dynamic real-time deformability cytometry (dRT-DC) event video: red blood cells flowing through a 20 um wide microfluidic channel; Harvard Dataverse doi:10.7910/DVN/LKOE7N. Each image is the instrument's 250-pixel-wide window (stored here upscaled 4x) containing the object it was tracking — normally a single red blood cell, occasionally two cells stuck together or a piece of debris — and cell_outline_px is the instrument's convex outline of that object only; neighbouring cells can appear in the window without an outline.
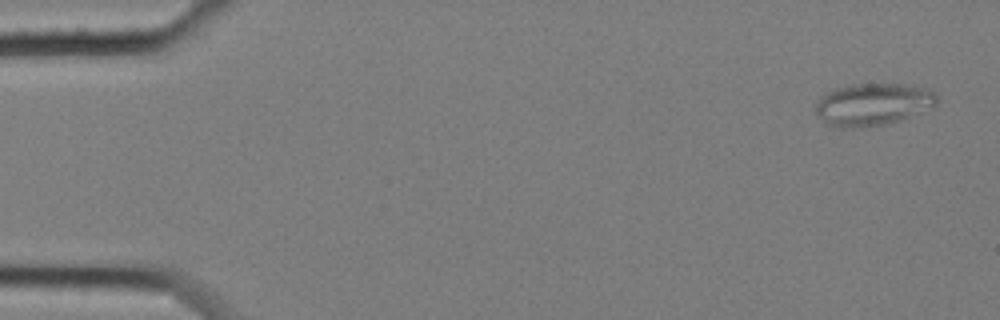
{"species": "common noctule bat (a hibernating species)", "species_latin": "Nyctalus noctula", "temperature_condition": "cold", "stored_images_in_passage": 5, "camera_frame_rate_fps": 3000, "um_per_image_px": 0.085, "animal": {"sex": "female", "body_mass_g": 25.1}, "frame": {"image": 1, "passage_image": 1, "time_ms": 0.0, "image_size_px": [1000, 320], "cell_outline_px": [[936, 104], [932, 108], [900, 120], [880, 124], [856, 128], [840, 128], [828, 124], [816, 112], [816, 104], [820, 96], [836, 88], [848, 84], [908, 84], [932, 88], [936, 96]], "centroid_in_image_um": [74.23, 8.85], "position_along_channel_um": 10.8, "area_um2": 29.88}}
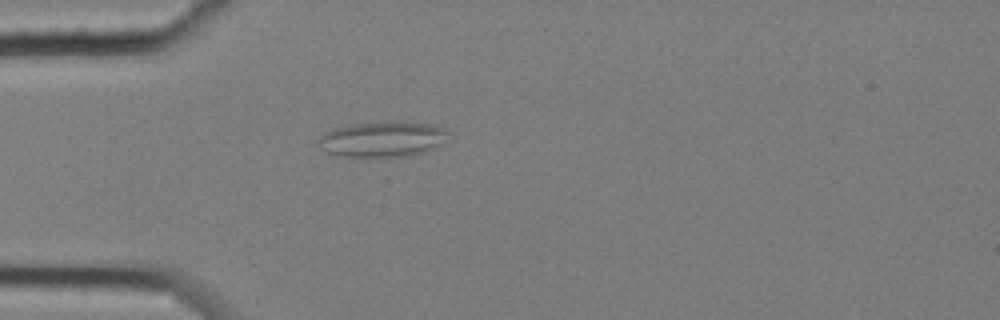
{"frame": {"image": 2, "passage_image": 5, "time_ms": 1.333, "image_size_px": [1000, 320], "cell_outline_px": [[448, 132], [440, 144], [436, 148], [412, 156], [336, 156], [328, 152], [316, 140], [324, 132], [336, 128], [352, 124], [428, 124], [444, 128]], "centroid_in_image_um": [32.48, 11.87], "position_along_channel_um": 52.5, "area_um2": 25.66}}